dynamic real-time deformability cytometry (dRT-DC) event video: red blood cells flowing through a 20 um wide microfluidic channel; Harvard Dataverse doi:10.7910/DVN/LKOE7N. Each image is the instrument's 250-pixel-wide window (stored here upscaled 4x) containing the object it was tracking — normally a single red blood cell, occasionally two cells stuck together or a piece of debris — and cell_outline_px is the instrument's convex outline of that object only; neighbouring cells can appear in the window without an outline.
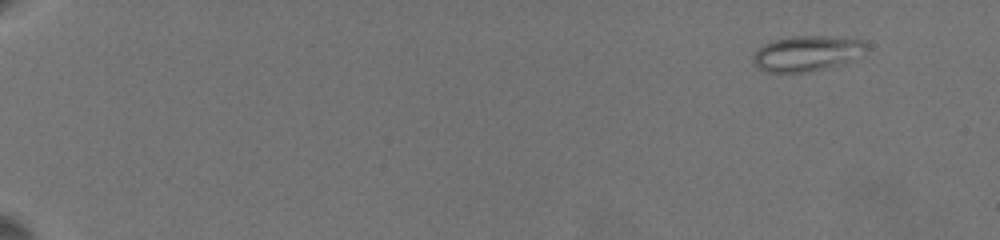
{"species": "common noctule bat (a hibernating species)", "species_latin": "Nyctalus noctula", "temperature_condition": "warm", "stored_images_in_passage": 128, "camera_frame_rate_fps": 3000, "um_per_image_px": 0.085, "animal": {"sex": "female", "body_mass_g": 19.5, "forearm_length_mm": 54.1}, "frame": {"image": 1, "passage_image": 1, "time_ms": 0.0, "image_size_px": [1000, 240], "cell_outline_px": [[864, 48], [844, 64], [808, 72], [764, 72], [752, 64], [752, 56], [756, 48], [772, 40], [792, 36], [828, 36], [864, 40]], "centroid_in_image_um": [68.44, 4.55], "position_along_channel_um": 16.6, "area_um2": 23.24}}
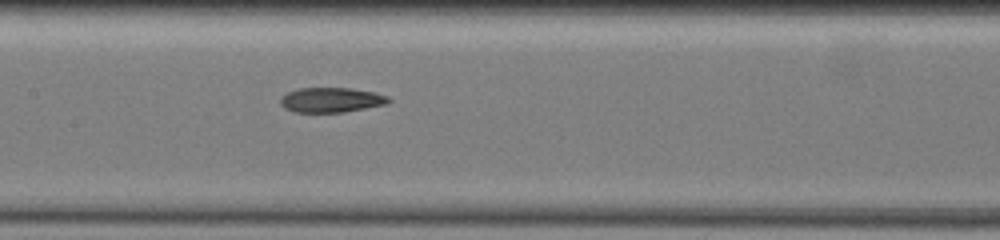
{"frame": {"image": 2, "passage_image": 54, "time_ms": 9.667, "image_size_px": [1000, 240], "cell_outline_px": [[392, 100], [388, 104], [344, 112], [292, 112], [284, 108], [280, 104], [280, 100], [288, 92], [300, 88], [352, 88], [376, 92], [388, 96]], "centroid_in_image_um": [28.2, 8.5], "position_along_channel_um": 179.2, "area_um2": 15.78}}
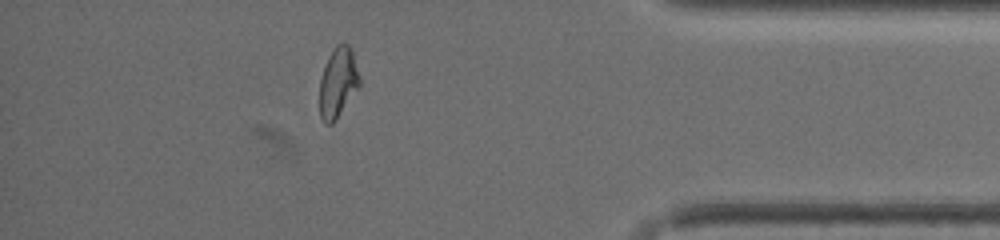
{"frame": {"image": 3, "passage_image": 115, "time_ms": 16.667, "image_size_px": [1000, 240], "cell_outline_px": [[360, 84], [332, 124], [324, 124], [320, 116], [320, 80], [328, 56], [336, 44], [348, 44], [352, 48], [360, 76]], "centroid_in_image_um": [28.73, 6.98], "position_along_channel_um": 406.5, "area_um2": 16.13}, "authors_computed_cell_mechanics": {"area_um2": 16.2996, "velocity_mm_per_s": 3.6192, "shape_relaxation_time_tau1_ms": null, "shape_relaxation_time_tau2_ms": 2.6578, "deformation_change_tau1": null, "deformation_change_tau2": 0.0674}}